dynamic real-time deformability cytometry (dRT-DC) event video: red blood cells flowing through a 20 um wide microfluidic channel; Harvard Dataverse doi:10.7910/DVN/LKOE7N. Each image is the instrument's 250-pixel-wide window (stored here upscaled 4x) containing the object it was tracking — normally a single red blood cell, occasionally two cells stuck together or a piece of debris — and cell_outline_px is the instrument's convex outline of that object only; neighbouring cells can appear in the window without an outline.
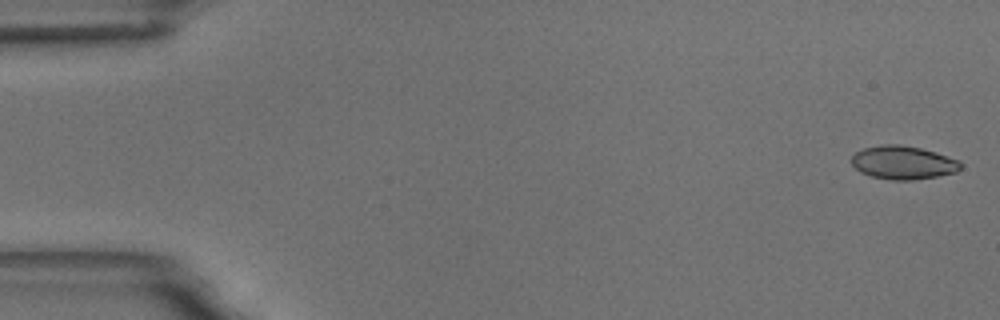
{"species": "common noctule bat (a hibernating species)", "species_latin": "Nyctalus noctula", "temperature_condition": "room temperature", "stored_images_in_passage": 15, "camera_frame_rate_fps": 3000, "um_per_image_px": 0.085, "animal": {"sex": "male", "body_mass_g": 18.8}, "frame": {"image": 1, "passage_image": 1, "time_ms": 0.0, "image_size_px": [1000, 320], "cell_outline_px": [[964, 164], [956, 172], [936, 176], [912, 180], [892, 180], [872, 176], [860, 172], [852, 164], [852, 156], [856, 152], [864, 148], [880, 144], [900, 144], [920, 148], [936, 152], [960, 160]], "centroid_in_image_um": [76.78, 13.81], "position_along_channel_um": 8.2, "area_um2": 21.27}}
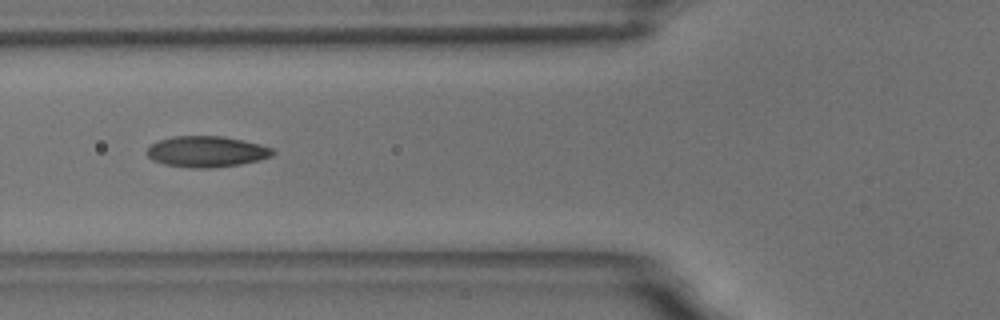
{"frame": {"image": 2, "passage_image": 6, "time_ms": 6.667, "image_size_px": [1000, 320], "cell_outline_px": [[276, 152], [272, 156], [240, 164], [212, 168], [192, 168], [164, 164], [152, 160], [144, 152], [152, 144], [160, 140], [172, 136], [220, 136], [260, 144], [272, 148]], "centroid_in_image_um": [17.53, 12.89], "position_along_channel_um": 108.3, "area_um2": 22.6}}
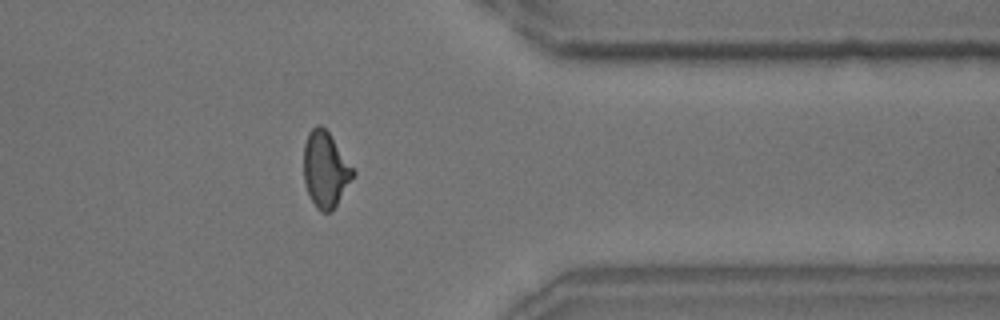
{"frame": {"image": 3, "passage_image": 13, "time_ms": 14.667, "image_size_px": [1000, 320], "cell_outline_px": [[356, 172], [332, 212], [320, 212], [316, 208], [308, 192], [304, 180], [304, 144], [308, 132], [316, 124], [320, 124], [328, 132]], "centroid_in_image_um": [27.65, 14.41], "position_along_channel_um": 383.8, "area_um2": 21.56}, "authors_computed_cell_mechanics": {"area_um2": 21.5594, "velocity_mm_per_s": 3.5924, "shape_relaxation_time_tau1_ms": null, "shape_relaxation_time_tau2_ms": 1.1248, "deformation_change_tau1": null, "deformation_change_tau2": 0.0477}}